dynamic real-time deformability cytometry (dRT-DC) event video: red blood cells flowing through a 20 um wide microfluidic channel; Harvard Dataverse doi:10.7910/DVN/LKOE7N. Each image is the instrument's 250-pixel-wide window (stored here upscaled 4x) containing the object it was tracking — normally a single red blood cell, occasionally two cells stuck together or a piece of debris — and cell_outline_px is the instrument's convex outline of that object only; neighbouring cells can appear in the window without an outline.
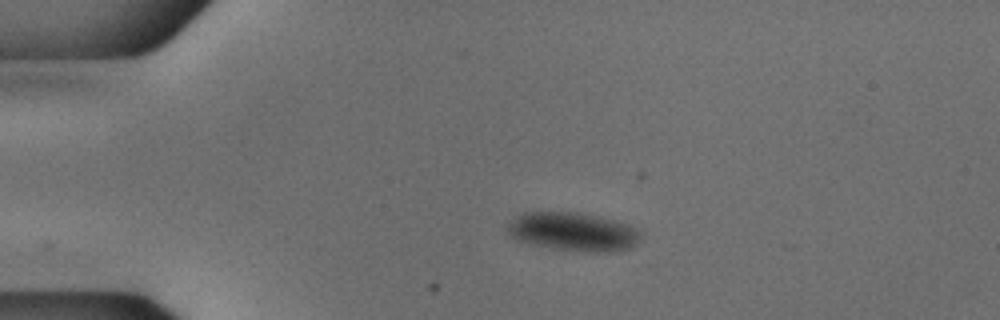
{"species": "common noctule bat (a hibernating species)", "species_latin": "Nyctalus noctula", "temperature_condition": "cold", "stored_images_in_passage": 43, "camera_frame_rate_fps": 3000, "um_per_image_px": 0.085, "animal": {"sex": "male", "body_mass_g": 18.8}, "frame": {"image": 1, "passage_image": 1, "time_ms": 0.0, "image_size_px": [1000, 320], "cell_outline_px": [[644, 236], [632, 248], [616, 252], [584, 252], [556, 248], [516, 240], [504, 228], [516, 216], [524, 212], [576, 212], [600, 216], [628, 224], [644, 232]], "centroid_in_image_um": [48.8, 19.7], "position_along_channel_um": 36.2, "area_um2": 30.29}}
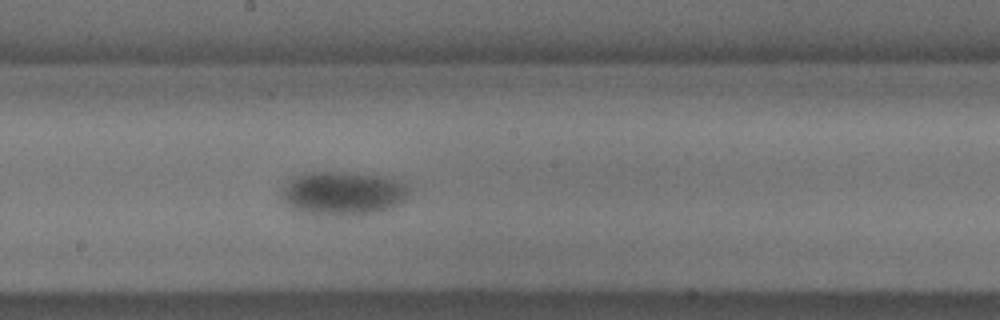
{"frame": {"image": 2, "passage_image": 19, "time_ms": 6.0, "image_size_px": [1000, 320], "cell_outline_px": [[408, 192], [404, 200], [400, 204], [376, 212], [332, 216], [304, 212], [292, 208], [280, 196], [288, 180], [296, 176], [308, 172], [340, 172], [380, 176], [396, 180], [404, 184], [408, 188]], "centroid_in_image_um": [29.12, 16.43], "position_along_channel_um": 219.1, "area_um2": 31.85}}
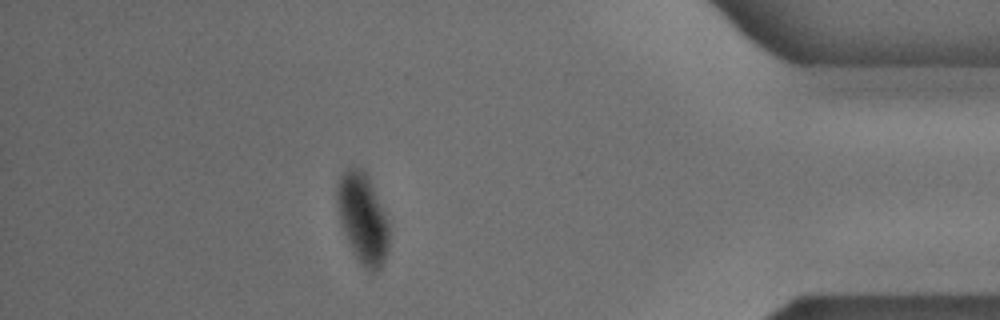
{"frame": {"image": 3, "passage_image": 37, "time_ms": 12.0, "image_size_px": [1000, 320], "cell_outline_px": [[388, 248], [384, 260], [380, 268], [376, 272], [368, 272], [364, 268], [352, 252], [340, 220], [336, 200], [336, 184], [340, 176], [348, 168], [360, 168], [368, 176], [388, 220]], "centroid_in_image_um": [30.82, 18.58], "position_along_channel_um": 404.4, "area_um2": 27.11}}